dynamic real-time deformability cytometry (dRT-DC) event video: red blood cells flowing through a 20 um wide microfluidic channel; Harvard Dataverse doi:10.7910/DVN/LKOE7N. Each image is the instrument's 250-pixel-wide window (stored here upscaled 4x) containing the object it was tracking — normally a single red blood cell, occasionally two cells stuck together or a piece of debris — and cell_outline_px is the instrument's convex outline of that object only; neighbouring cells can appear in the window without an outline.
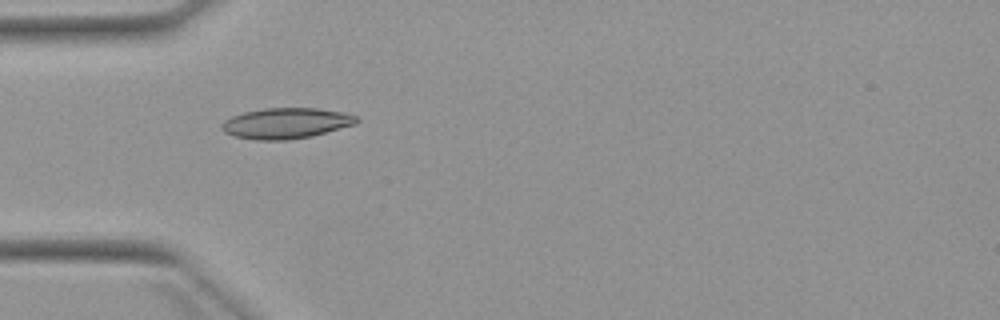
{"species": "Egyptian fruit bat (a non-hibernating species)", "species_latin": "Rousettus aegyptiacus", "temperature_condition": "warm", "stored_images_in_passage": 3, "camera_frame_rate_fps": 3000, "um_per_image_px": 0.085, "animal": {"sex": "female"}, "frame": {"image": 1, "passage_image": 2, "time_ms": 4.333, "image_size_px": [1000, 320], "cell_outline_px": [[360, 120], [356, 124], [312, 136], [288, 140], [256, 140], [236, 136], [224, 132], [220, 128], [220, 124], [224, 120], [232, 116], [244, 112], [264, 108], [316, 108], [344, 112], [356, 116]], "centroid_in_image_um": [24.31, 10.47], "position_along_channel_um": 60.7, "area_um2": 24.22}}
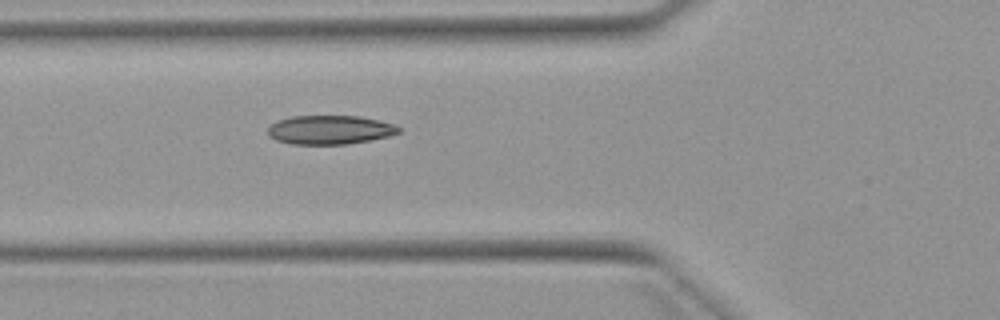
{"frame": {"image": 2, "passage_image": 3, "time_ms": 5.333, "image_size_px": [1000, 320], "cell_outline_px": [[400, 132], [388, 136], [372, 140], [344, 144], [292, 144], [276, 140], [268, 136], [268, 128], [272, 124], [280, 120], [292, 116], [360, 116], [380, 120], [396, 124], [400, 128]], "centroid_in_image_um": [28.07, 11.03], "position_along_channel_um": 97.7, "area_um2": 22.08}}